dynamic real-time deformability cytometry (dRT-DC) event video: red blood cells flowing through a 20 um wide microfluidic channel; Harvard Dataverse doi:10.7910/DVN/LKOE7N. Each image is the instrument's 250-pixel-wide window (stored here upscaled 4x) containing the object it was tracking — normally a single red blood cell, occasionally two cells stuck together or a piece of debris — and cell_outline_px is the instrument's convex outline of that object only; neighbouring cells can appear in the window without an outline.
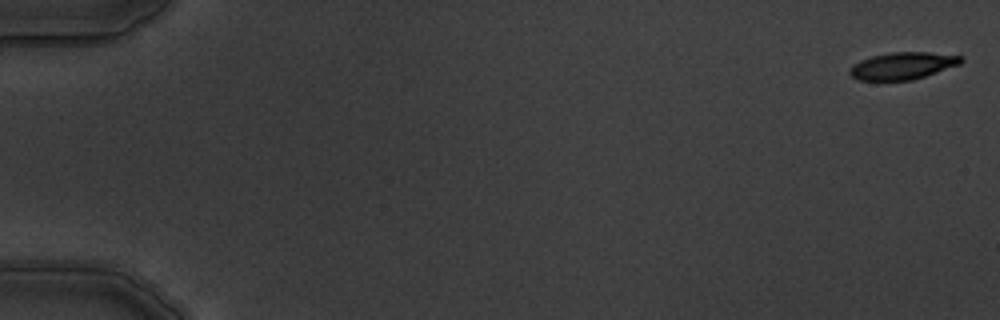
{"species": "common noctule bat (a hibernating species)", "species_latin": "Nyctalus noctula", "temperature_condition": "warm", "stored_images_in_passage": 6, "camera_frame_rate_fps": 3000, "um_per_image_px": 0.085, "animal": {"sex": "male", "body_mass_g": 19.5, "forearm_length_mm": 54.6}, "frame": {"image": 1, "passage_image": 1, "time_ms": 0.0, "image_size_px": [1000, 320], "cell_outline_px": [[964, 60], [960, 64], [912, 80], [856, 80], [848, 72], [848, 68], [852, 64], [860, 60], [872, 56], [892, 52], [928, 52], [960, 56]], "centroid_in_image_um": [76.67, 5.59], "position_along_channel_um": 8.3, "area_um2": 17.51}}